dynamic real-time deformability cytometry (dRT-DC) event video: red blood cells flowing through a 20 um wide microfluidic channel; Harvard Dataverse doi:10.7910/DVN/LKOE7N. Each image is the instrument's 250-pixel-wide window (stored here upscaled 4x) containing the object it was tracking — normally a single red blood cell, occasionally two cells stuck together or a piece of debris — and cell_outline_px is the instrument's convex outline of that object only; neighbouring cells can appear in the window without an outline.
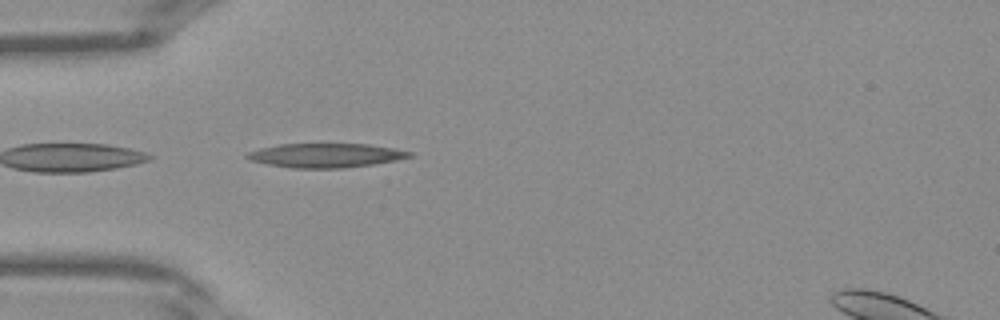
{"species": "Egyptian fruit bat (a non-hibernating species)", "species_latin": "Rousettus aegyptiacus", "temperature_condition": "warm", "stored_images_in_passage": 30, "camera_frame_rate_fps": 3000, "um_per_image_px": 0.085, "frame": {"image": 1, "passage_image": 2, "time_ms": 0.333, "image_size_px": [1000, 320], "cell_outline_px": [[412, 156], [396, 160], [372, 164], [344, 168], [292, 168], [268, 164], [252, 160], [244, 156], [248, 152], [260, 148], [280, 144], [368, 144], [392, 148], [412, 152]], "centroid_in_image_um": [27.68, 13.21], "position_along_channel_um": 57.3, "area_um2": 22.6}}
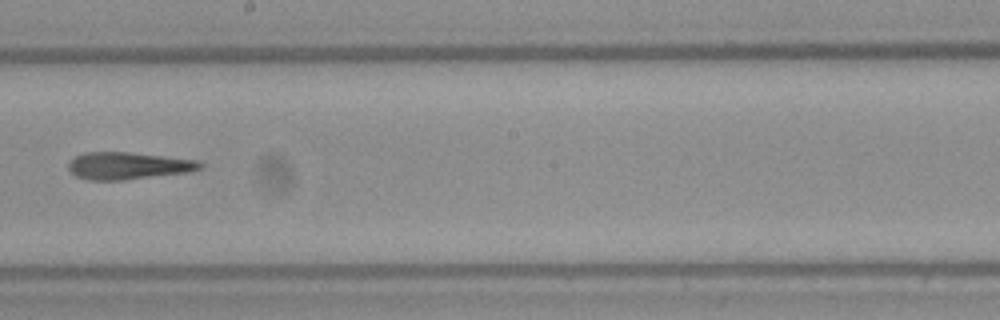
{"frame": {"image": 2, "passage_image": 13, "time_ms": 4.0, "image_size_px": [1000, 320], "cell_outline_px": [[204, 164], [200, 168], [184, 172], [120, 180], [88, 180], [76, 176], [68, 168], [68, 164], [76, 156], [84, 152], [128, 152], [200, 160]], "centroid_in_image_um": [10.87, 14.07], "position_along_channel_um": 237.3, "area_um2": 20.52}}
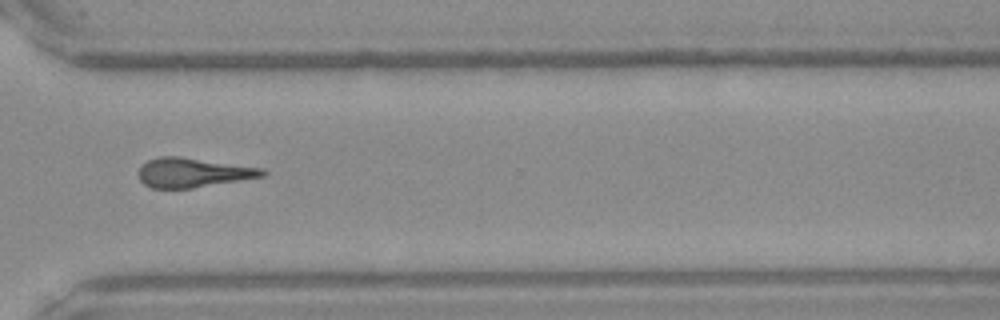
{"frame": {"image": 3, "passage_image": 20, "time_ms": 6.333, "image_size_px": [1000, 320], "cell_outline_px": [[268, 172], [264, 176], [192, 188], [152, 188], [144, 184], [140, 180], [140, 164], [148, 160], [160, 156], [180, 156], [264, 168]], "centroid_in_image_um": [16.41, 14.66], "position_along_channel_um": 354.2, "area_um2": 21.21}}